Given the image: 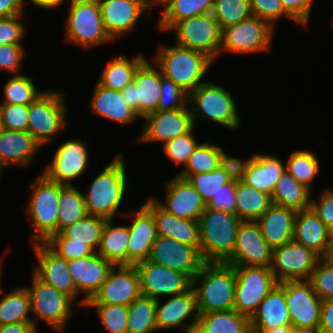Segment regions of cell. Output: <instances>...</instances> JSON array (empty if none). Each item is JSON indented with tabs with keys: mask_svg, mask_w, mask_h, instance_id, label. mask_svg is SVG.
I'll return each instance as SVG.
<instances>
[{
	"mask_svg": "<svg viewBox=\"0 0 333 333\" xmlns=\"http://www.w3.org/2000/svg\"><path fill=\"white\" fill-rule=\"evenodd\" d=\"M235 287L233 265L226 262H204L193 278L199 315L234 309Z\"/></svg>",
	"mask_w": 333,
	"mask_h": 333,
	"instance_id": "1",
	"label": "cell"
},
{
	"mask_svg": "<svg viewBox=\"0 0 333 333\" xmlns=\"http://www.w3.org/2000/svg\"><path fill=\"white\" fill-rule=\"evenodd\" d=\"M114 157L83 193L87 213L107 220L116 216L128 190L124 156L117 154Z\"/></svg>",
	"mask_w": 333,
	"mask_h": 333,
	"instance_id": "2",
	"label": "cell"
},
{
	"mask_svg": "<svg viewBox=\"0 0 333 333\" xmlns=\"http://www.w3.org/2000/svg\"><path fill=\"white\" fill-rule=\"evenodd\" d=\"M241 220L236 214L206 207L198 219L204 262H225L232 254Z\"/></svg>",
	"mask_w": 333,
	"mask_h": 333,
	"instance_id": "3",
	"label": "cell"
},
{
	"mask_svg": "<svg viewBox=\"0 0 333 333\" xmlns=\"http://www.w3.org/2000/svg\"><path fill=\"white\" fill-rule=\"evenodd\" d=\"M152 62L158 66L162 75L174 81L188 94L205 83L203 77L214 62L204 53L175 46H159Z\"/></svg>",
	"mask_w": 333,
	"mask_h": 333,
	"instance_id": "4",
	"label": "cell"
},
{
	"mask_svg": "<svg viewBox=\"0 0 333 333\" xmlns=\"http://www.w3.org/2000/svg\"><path fill=\"white\" fill-rule=\"evenodd\" d=\"M31 197L25 207L37 233L31 235L33 243L46 242L57 233L58 204L61 184L49 180L43 173L31 184Z\"/></svg>",
	"mask_w": 333,
	"mask_h": 333,
	"instance_id": "5",
	"label": "cell"
},
{
	"mask_svg": "<svg viewBox=\"0 0 333 333\" xmlns=\"http://www.w3.org/2000/svg\"><path fill=\"white\" fill-rule=\"evenodd\" d=\"M189 103L194 126L198 117L233 130L241 125L234 98L222 85L205 81L188 94Z\"/></svg>",
	"mask_w": 333,
	"mask_h": 333,
	"instance_id": "6",
	"label": "cell"
},
{
	"mask_svg": "<svg viewBox=\"0 0 333 333\" xmlns=\"http://www.w3.org/2000/svg\"><path fill=\"white\" fill-rule=\"evenodd\" d=\"M65 24V39L89 48L113 41L105 30L98 0H71Z\"/></svg>",
	"mask_w": 333,
	"mask_h": 333,
	"instance_id": "7",
	"label": "cell"
},
{
	"mask_svg": "<svg viewBox=\"0 0 333 333\" xmlns=\"http://www.w3.org/2000/svg\"><path fill=\"white\" fill-rule=\"evenodd\" d=\"M65 97L63 92L46 90L29 105L28 132L41 146L66 127Z\"/></svg>",
	"mask_w": 333,
	"mask_h": 333,
	"instance_id": "8",
	"label": "cell"
},
{
	"mask_svg": "<svg viewBox=\"0 0 333 333\" xmlns=\"http://www.w3.org/2000/svg\"><path fill=\"white\" fill-rule=\"evenodd\" d=\"M175 44L204 53L215 61L220 54L222 29L212 13L201 14L177 22Z\"/></svg>",
	"mask_w": 333,
	"mask_h": 333,
	"instance_id": "9",
	"label": "cell"
},
{
	"mask_svg": "<svg viewBox=\"0 0 333 333\" xmlns=\"http://www.w3.org/2000/svg\"><path fill=\"white\" fill-rule=\"evenodd\" d=\"M233 266L236 274L234 310L251 318L278 282L270 267Z\"/></svg>",
	"mask_w": 333,
	"mask_h": 333,
	"instance_id": "10",
	"label": "cell"
},
{
	"mask_svg": "<svg viewBox=\"0 0 333 333\" xmlns=\"http://www.w3.org/2000/svg\"><path fill=\"white\" fill-rule=\"evenodd\" d=\"M32 285L26 287L29 298L31 313L44 320L58 333H63L68 318L72 314V302L74 300L39 280L34 274Z\"/></svg>",
	"mask_w": 333,
	"mask_h": 333,
	"instance_id": "11",
	"label": "cell"
},
{
	"mask_svg": "<svg viewBox=\"0 0 333 333\" xmlns=\"http://www.w3.org/2000/svg\"><path fill=\"white\" fill-rule=\"evenodd\" d=\"M274 35V28L262 19L252 16L240 23L222 29L220 54L258 53L268 51Z\"/></svg>",
	"mask_w": 333,
	"mask_h": 333,
	"instance_id": "12",
	"label": "cell"
},
{
	"mask_svg": "<svg viewBox=\"0 0 333 333\" xmlns=\"http://www.w3.org/2000/svg\"><path fill=\"white\" fill-rule=\"evenodd\" d=\"M321 257L294 240L274 248L270 269L278 283L306 281Z\"/></svg>",
	"mask_w": 333,
	"mask_h": 333,
	"instance_id": "13",
	"label": "cell"
},
{
	"mask_svg": "<svg viewBox=\"0 0 333 333\" xmlns=\"http://www.w3.org/2000/svg\"><path fill=\"white\" fill-rule=\"evenodd\" d=\"M145 59L134 73L133 81L121 90L125 102L139 117L156 112L161 97V70ZM157 68V69H156Z\"/></svg>",
	"mask_w": 333,
	"mask_h": 333,
	"instance_id": "14",
	"label": "cell"
},
{
	"mask_svg": "<svg viewBox=\"0 0 333 333\" xmlns=\"http://www.w3.org/2000/svg\"><path fill=\"white\" fill-rule=\"evenodd\" d=\"M140 283L141 295L160 299L183 293L193 286V279L182 272L143 260L134 264Z\"/></svg>",
	"mask_w": 333,
	"mask_h": 333,
	"instance_id": "15",
	"label": "cell"
},
{
	"mask_svg": "<svg viewBox=\"0 0 333 333\" xmlns=\"http://www.w3.org/2000/svg\"><path fill=\"white\" fill-rule=\"evenodd\" d=\"M273 248L261 234L256 221H241L236 233L233 254L225 261L230 265L270 267Z\"/></svg>",
	"mask_w": 333,
	"mask_h": 333,
	"instance_id": "16",
	"label": "cell"
},
{
	"mask_svg": "<svg viewBox=\"0 0 333 333\" xmlns=\"http://www.w3.org/2000/svg\"><path fill=\"white\" fill-rule=\"evenodd\" d=\"M141 295L139 275L134 265H114L98 292L86 304L129 306Z\"/></svg>",
	"mask_w": 333,
	"mask_h": 333,
	"instance_id": "17",
	"label": "cell"
},
{
	"mask_svg": "<svg viewBox=\"0 0 333 333\" xmlns=\"http://www.w3.org/2000/svg\"><path fill=\"white\" fill-rule=\"evenodd\" d=\"M285 301L293 327H319L322 300L306 281H286Z\"/></svg>",
	"mask_w": 333,
	"mask_h": 333,
	"instance_id": "18",
	"label": "cell"
},
{
	"mask_svg": "<svg viewBox=\"0 0 333 333\" xmlns=\"http://www.w3.org/2000/svg\"><path fill=\"white\" fill-rule=\"evenodd\" d=\"M147 260L187 274L192 279L204 263L195 247L164 236L156 238Z\"/></svg>",
	"mask_w": 333,
	"mask_h": 333,
	"instance_id": "19",
	"label": "cell"
},
{
	"mask_svg": "<svg viewBox=\"0 0 333 333\" xmlns=\"http://www.w3.org/2000/svg\"><path fill=\"white\" fill-rule=\"evenodd\" d=\"M86 143L80 139L62 143L56 149L52 163H49L42 173L51 181L67 186L73 185L71 180L82 175L89 162Z\"/></svg>",
	"mask_w": 333,
	"mask_h": 333,
	"instance_id": "20",
	"label": "cell"
},
{
	"mask_svg": "<svg viewBox=\"0 0 333 333\" xmlns=\"http://www.w3.org/2000/svg\"><path fill=\"white\" fill-rule=\"evenodd\" d=\"M138 142L160 141L163 145L180 135L188 133L193 127V118L187 106L168 111H156L144 117Z\"/></svg>",
	"mask_w": 333,
	"mask_h": 333,
	"instance_id": "21",
	"label": "cell"
},
{
	"mask_svg": "<svg viewBox=\"0 0 333 333\" xmlns=\"http://www.w3.org/2000/svg\"><path fill=\"white\" fill-rule=\"evenodd\" d=\"M114 264L95 252L85 258L68 260V271L72 276L78 295L84 293L83 299L78 302L84 305L98 292L107 279Z\"/></svg>",
	"mask_w": 333,
	"mask_h": 333,
	"instance_id": "22",
	"label": "cell"
},
{
	"mask_svg": "<svg viewBox=\"0 0 333 333\" xmlns=\"http://www.w3.org/2000/svg\"><path fill=\"white\" fill-rule=\"evenodd\" d=\"M33 246L39 263L33 268V274L43 283L53 286L75 301L78 293L68 271V260L60 257L45 242H36Z\"/></svg>",
	"mask_w": 333,
	"mask_h": 333,
	"instance_id": "23",
	"label": "cell"
},
{
	"mask_svg": "<svg viewBox=\"0 0 333 333\" xmlns=\"http://www.w3.org/2000/svg\"><path fill=\"white\" fill-rule=\"evenodd\" d=\"M104 27L114 41L136 26L140 16L150 7L152 0H98Z\"/></svg>",
	"mask_w": 333,
	"mask_h": 333,
	"instance_id": "24",
	"label": "cell"
},
{
	"mask_svg": "<svg viewBox=\"0 0 333 333\" xmlns=\"http://www.w3.org/2000/svg\"><path fill=\"white\" fill-rule=\"evenodd\" d=\"M237 175L247 185L272 196L275 184L286 171L285 164L272 155L255 154L242 161L236 157Z\"/></svg>",
	"mask_w": 333,
	"mask_h": 333,
	"instance_id": "25",
	"label": "cell"
},
{
	"mask_svg": "<svg viewBox=\"0 0 333 333\" xmlns=\"http://www.w3.org/2000/svg\"><path fill=\"white\" fill-rule=\"evenodd\" d=\"M165 191L164 203L152 197L163 210L179 218L198 221L206 204L188 180L175 175L166 182Z\"/></svg>",
	"mask_w": 333,
	"mask_h": 333,
	"instance_id": "26",
	"label": "cell"
},
{
	"mask_svg": "<svg viewBox=\"0 0 333 333\" xmlns=\"http://www.w3.org/2000/svg\"><path fill=\"white\" fill-rule=\"evenodd\" d=\"M170 297L164 304L160 303V299L157 300L156 325L158 330L181 326L184 328V333H189L197 325L199 318L193 286L183 293ZM191 316L193 319L186 324V320Z\"/></svg>",
	"mask_w": 333,
	"mask_h": 333,
	"instance_id": "27",
	"label": "cell"
},
{
	"mask_svg": "<svg viewBox=\"0 0 333 333\" xmlns=\"http://www.w3.org/2000/svg\"><path fill=\"white\" fill-rule=\"evenodd\" d=\"M293 240L312 249L321 258L331 257L333 232L311 208L297 211L294 221Z\"/></svg>",
	"mask_w": 333,
	"mask_h": 333,
	"instance_id": "28",
	"label": "cell"
},
{
	"mask_svg": "<svg viewBox=\"0 0 333 333\" xmlns=\"http://www.w3.org/2000/svg\"><path fill=\"white\" fill-rule=\"evenodd\" d=\"M125 214L131 218L132 222L128 226L127 265H134L148 259L158 235L153 214L144 205L135 212L128 211Z\"/></svg>",
	"mask_w": 333,
	"mask_h": 333,
	"instance_id": "29",
	"label": "cell"
},
{
	"mask_svg": "<svg viewBox=\"0 0 333 333\" xmlns=\"http://www.w3.org/2000/svg\"><path fill=\"white\" fill-rule=\"evenodd\" d=\"M154 217L158 236L169 237L181 243L195 247L200 252V235L198 221L179 218L163 210L150 197L143 204Z\"/></svg>",
	"mask_w": 333,
	"mask_h": 333,
	"instance_id": "30",
	"label": "cell"
},
{
	"mask_svg": "<svg viewBox=\"0 0 333 333\" xmlns=\"http://www.w3.org/2000/svg\"><path fill=\"white\" fill-rule=\"evenodd\" d=\"M42 146L28 131H0V165L28 167Z\"/></svg>",
	"mask_w": 333,
	"mask_h": 333,
	"instance_id": "31",
	"label": "cell"
},
{
	"mask_svg": "<svg viewBox=\"0 0 333 333\" xmlns=\"http://www.w3.org/2000/svg\"><path fill=\"white\" fill-rule=\"evenodd\" d=\"M296 213L294 209L272 204L256 220L262 236L271 248L293 240Z\"/></svg>",
	"mask_w": 333,
	"mask_h": 333,
	"instance_id": "32",
	"label": "cell"
},
{
	"mask_svg": "<svg viewBox=\"0 0 333 333\" xmlns=\"http://www.w3.org/2000/svg\"><path fill=\"white\" fill-rule=\"evenodd\" d=\"M251 330H270L292 325L285 301V285L278 283L250 318Z\"/></svg>",
	"mask_w": 333,
	"mask_h": 333,
	"instance_id": "33",
	"label": "cell"
},
{
	"mask_svg": "<svg viewBox=\"0 0 333 333\" xmlns=\"http://www.w3.org/2000/svg\"><path fill=\"white\" fill-rule=\"evenodd\" d=\"M91 111L120 124H130L139 117L125 102L121 91L106 88L98 82L90 102Z\"/></svg>",
	"mask_w": 333,
	"mask_h": 333,
	"instance_id": "34",
	"label": "cell"
},
{
	"mask_svg": "<svg viewBox=\"0 0 333 333\" xmlns=\"http://www.w3.org/2000/svg\"><path fill=\"white\" fill-rule=\"evenodd\" d=\"M311 191L285 171L275 184L272 203L296 211L306 210L310 208Z\"/></svg>",
	"mask_w": 333,
	"mask_h": 333,
	"instance_id": "35",
	"label": "cell"
},
{
	"mask_svg": "<svg viewBox=\"0 0 333 333\" xmlns=\"http://www.w3.org/2000/svg\"><path fill=\"white\" fill-rule=\"evenodd\" d=\"M236 215L241 221H256L273 204L271 196L236 179Z\"/></svg>",
	"mask_w": 333,
	"mask_h": 333,
	"instance_id": "36",
	"label": "cell"
},
{
	"mask_svg": "<svg viewBox=\"0 0 333 333\" xmlns=\"http://www.w3.org/2000/svg\"><path fill=\"white\" fill-rule=\"evenodd\" d=\"M237 175L236 157H229L221 166L209 173L194 174L187 180L207 204L209 200Z\"/></svg>",
	"mask_w": 333,
	"mask_h": 333,
	"instance_id": "37",
	"label": "cell"
},
{
	"mask_svg": "<svg viewBox=\"0 0 333 333\" xmlns=\"http://www.w3.org/2000/svg\"><path fill=\"white\" fill-rule=\"evenodd\" d=\"M158 29L169 31L177 22L201 14L212 13L214 0H165Z\"/></svg>",
	"mask_w": 333,
	"mask_h": 333,
	"instance_id": "38",
	"label": "cell"
},
{
	"mask_svg": "<svg viewBox=\"0 0 333 333\" xmlns=\"http://www.w3.org/2000/svg\"><path fill=\"white\" fill-rule=\"evenodd\" d=\"M197 326L204 333H252L250 318L234 309L200 314Z\"/></svg>",
	"mask_w": 333,
	"mask_h": 333,
	"instance_id": "39",
	"label": "cell"
},
{
	"mask_svg": "<svg viewBox=\"0 0 333 333\" xmlns=\"http://www.w3.org/2000/svg\"><path fill=\"white\" fill-rule=\"evenodd\" d=\"M145 59L142 54L131 59L118 55L109 60L97 82L106 88L121 91L133 81L135 71Z\"/></svg>",
	"mask_w": 333,
	"mask_h": 333,
	"instance_id": "40",
	"label": "cell"
},
{
	"mask_svg": "<svg viewBox=\"0 0 333 333\" xmlns=\"http://www.w3.org/2000/svg\"><path fill=\"white\" fill-rule=\"evenodd\" d=\"M112 221L104 225L97 253L114 265H127L128 226H114Z\"/></svg>",
	"mask_w": 333,
	"mask_h": 333,
	"instance_id": "41",
	"label": "cell"
},
{
	"mask_svg": "<svg viewBox=\"0 0 333 333\" xmlns=\"http://www.w3.org/2000/svg\"><path fill=\"white\" fill-rule=\"evenodd\" d=\"M199 144L193 154L189 157L185 168L177 174L183 179H188L191 175L209 173L221 166L230 156L222 147L208 142Z\"/></svg>",
	"mask_w": 333,
	"mask_h": 333,
	"instance_id": "42",
	"label": "cell"
},
{
	"mask_svg": "<svg viewBox=\"0 0 333 333\" xmlns=\"http://www.w3.org/2000/svg\"><path fill=\"white\" fill-rule=\"evenodd\" d=\"M157 300L140 295L128 306L127 333H154Z\"/></svg>",
	"mask_w": 333,
	"mask_h": 333,
	"instance_id": "43",
	"label": "cell"
},
{
	"mask_svg": "<svg viewBox=\"0 0 333 333\" xmlns=\"http://www.w3.org/2000/svg\"><path fill=\"white\" fill-rule=\"evenodd\" d=\"M3 295L0 299V325L33 322L35 328H38L35 319L28 317V313L31 312V306L26 287L17 288Z\"/></svg>",
	"mask_w": 333,
	"mask_h": 333,
	"instance_id": "44",
	"label": "cell"
},
{
	"mask_svg": "<svg viewBox=\"0 0 333 333\" xmlns=\"http://www.w3.org/2000/svg\"><path fill=\"white\" fill-rule=\"evenodd\" d=\"M58 207L57 233L88 215L83 194L74 185L61 184Z\"/></svg>",
	"mask_w": 333,
	"mask_h": 333,
	"instance_id": "45",
	"label": "cell"
},
{
	"mask_svg": "<svg viewBox=\"0 0 333 333\" xmlns=\"http://www.w3.org/2000/svg\"><path fill=\"white\" fill-rule=\"evenodd\" d=\"M106 221V218L88 214L75 223L63 228L60 233L73 240V242L86 243L97 252Z\"/></svg>",
	"mask_w": 333,
	"mask_h": 333,
	"instance_id": "46",
	"label": "cell"
},
{
	"mask_svg": "<svg viewBox=\"0 0 333 333\" xmlns=\"http://www.w3.org/2000/svg\"><path fill=\"white\" fill-rule=\"evenodd\" d=\"M44 92L37 89L32 76L14 74L4 85L5 98L1 104L29 106Z\"/></svg>",
	"mask_w": 333,
	"mask_h": 333,
	"instance_id": "47",
	"label": "cell"
},
{
	"mask_svg": "<svg viewBox=\"0 0 333 333\" xmlns=\"http://www.w3.org/2000/svg\"><path fill=\"white\" fill-rule=\"evenodd\" d=\"M320 163L314 153L307 150L291 152L285 169L298 182L311 190V183L319 173Z\"/></svg>",
	"mask_w": 333,
	"mask_h": 333,
	"instance_id": "48",
	"label": "cell"
},
{
	"mask_svg": "<svg viewBox=\"0 0 333 333\" xmlns=\"http://www.w3.org/2000/svg\"><path fill=\"white\" fill-rule=\"evenodd\" d=\"M212 14L221 29L253 16L249 0H214Z\"/></svg>",
	"mask_w": 333,
	"mask_h": 333,
	"instance_id": "49",
	"label": "cell"
},
{
	"mask_svg": "<svg viewBox=\"0 0 333 333\" xmlns=\"http://www.w3.org/2000/svg\"><path fill=\"white\" fill-rule=\"evenodd\" d=\"M95 307L103 328L109 333H127L128 306L110 304H86Z\"/></svg>",
	"mask_w": 333,
	"mask_h": 333,
	"instance_id": "50",
	"label": "cell"
},
{
	"mask_svg": "<svg viewBox=\"0 0 333 333\" xmlns=\"http://www.w3.org/2000/svg\"><path fill=\"white\" fill-rule=\"evenodd\" d=\"M309 281L322 301L333 299V258H320Z\"/></svg>",
	"mask_w": 333,
	"mask_h": 333,
	"instance_id": "51",
	"label": "cell"
},
{
	"mask_svg": "<svg viewBox=\"0 0 333 333\" xmlns=\"http://www.w3.org/2000/svg\"><path fill=\"white\" fill-rule=\"evenodd\" d=\"M194 128L195 126L188 133L180 135L162 145L165 155L177 165L183 164L185 166L189 157L199 145L193 135Z\"/></svg>",
	"mask_w": 333,
	"mask_h": 333,
	"instance_id": "52",
	"label": "cell"
},
{
	"mask_svg": "<svg viewBox=\"0 0 333 333\" xmlns=\"http://www.w3.org/2000/svg\"><path fill=\"white\" fill-rule=\"evenodd\" d=\"M45 243L66 260L85 258L95 253L86 243L73 242V240L63 236L60 232L53 234Z\"/></svg>",
	"mask_w": 333,
	"mask_h": 333,
	"instance_id": "53",
	"label": "cell"
},
{
	"mask_svg": "<svg viewBox=\"0 0 333 333\" xmlns=\"http://www.w3.org/2000/svg\"><path fill=\"white\" fill-rule=\"evenodd\" d=\"M188 104V93L174 81L164 77L161 72V97L157 111H168L183 108Z\"/></svg>",
	"mask_w": 333,
	"mask_h": 333,
	"instance_id": "54",
	"label": "cell"
},
{
	"mask_svg": "<svg viewBox=\"0 0 333 333\" xmlns=\"http://www.w3.org/2000/svg\"><path fill=\"white\" fill-rule=\"evenodd\" d=\"M2 129L28 131L29 106L1 104Z\"/></svg>",
	"mask_w": 333,
	"mask_h": 333,
	"instance_id": "55",
	"label": "cell"
},
{
	"mask_svg": "<svg viewBox=\"0 0 333 333\" xmlns=\"http://www.w3.org/2000/svg\"><path fill=\"white\" fill-rule=\"evenodd\" d=\"M253 16L267 21L274 29L281 18H291L284 10L281 0H249Z\"/></svg>",
	"mask_w": 333,
	"mask_h": 333,
	"instance_id": "56",
	"label": "cell"
},
{
	"mask_svg": "<svg viewBox=\"0 0 333 333\" xmlns=\"http://www.w3.org/2000/svg\"><path fill=\"white\" fill-rule=\"evenodd\" d=\"M24 14L0 17V45H22L25 28L19 20Z\"/></svg>",
	"mask_w": 333,
	"mask_h": 333,
	"instance_id": "57",
	"label": "cell"
},
{
	"mask_svg": "<svg viewBox=\"0 0 333 333\" xmlns=\"http://www.w3.org/2000/svg\"><path fill=\"white\" fill-rule=\"evenodd\" d=\"M236 175L228 184L221 187L206 204V207L215 209L217 211H226L232 214H236Z\"/></svg>",
	"mask_w": 333,
	"mask_h": 333,
	"instance_id": "58",
	"label": "cell"
},
{
	"mask_svg": "<svg viewBox=\"0 0 333 333\" xmlns=\"http://www.w3.org/2000/svg\"><path fill=\"white\" fill-rule=\"evenodd\" d=\"M24 52L22 45H0V70L18 75Z\"/></svg>",
	"mask_w": 333,
	"mask_h": 333,
	"instance_id": "59",
	"label": "cell"
},
{
	"mask_svg": "<svg viewBox=\"0 0 333 333\" xmlns=\"http://www.w3.org/2000/svg\"><path fill=\"white\" fill-rule=\"evenodd\" d=\"M313 0H281L285 12L303 27H308Z\"/></svg>",
	"mask_w": 333,
	"mask_h": 333,
	"instance_id": "60",
	"label": "cell"
},
{
	"mask_svg": "<svg viewBox=\"0 0 333 333\" xmlns=\"http://www.w3.org/2000/svg\"><path fill=\"white\" fill-rule=\"evenodd\" d=\"M316 202L311 199L310 208L333 232V191L326 189Z\"/></svg>",
	"mask_w": 333,
	"mask_h": 333,
	"instance_id": "61",
	"label": "cell"
},
{
	"mask_svg": "<svg viewBox=\"0 0 333 333\" xmlns=\"http://www.w3.org/2000/svg\"><path fill=\"white\" fill-rule=\"evenodd\" d=\"M319 329L321 333H333V299L322 301Z\"/></svg>",
	"mask_w": 333,
	"mask_h": 333,
	"instance_id": "62",
	"label": "cell"
},
{
	"mask_svg": "<svg viewBox=\"0 0 333 333\" xmlns=\"http://www.w3.org/2000/svg\"><path fill=\"white\" fill-rule=\"evenodd\" d=\"M24 6V0H0V17L21 15Z\"/></svg>",
	"mask_w": 333,
	"mask_h": 333,
	"instance_id": "63",
	"label": "cell"
},
{
	"mask_svg": "<svg viewBox=\"0 0 333 333\" xmlns=\"http://www.w3.org/2000/svg\"><path fill=\"white\" fill-rule=\"evenodd\" d=\"M33 322H16L0 325V333H38Z\"/></svg>",
	"mask_w": 333,
	"mask_h": 333,
	"instance_id": "64",
	"label": "cell"
},
{
	"mask_svg": "<svg viewBox=\"0 0 333 333\" xmlns=\"http://www.w3.org/2000/svg\"><path fill=\"white\" fill-rule=\"evenodd\" d=\"M30 3H33L37 7L43 8V9H51L57 6H61V4L64 2V0H29ZM66 1V0H65ZM28 3L26 0H24V5Z\"/></svg>",
	"mask_w": 333,
	"mask_h": 333,
	"instance_id": "65",
	"label": "cell"
},
{
	"mask_svg": "<svg viewBox=\"0 0 333 333\" xmlns=\"http://www.w3.org/2000/svg\"><path fill=\"white\" fill-rule=\"evenodd\" d=\"M293 328L294 327L292 325H285L270 330H251V331L252 333H292Z\"/></svg>",
	"mask_w": 333,
	"mask_h": 333,
	"instance_id": "66",
	"label": "cell"
},
{
	"mask_svg": "<svg viewBox=\"0 0 333 333\" xmlns=\"http://www.w3.org/2000/svg\"><path fill=\"white\" fill-rule=\"evenodd\" d=\"M292 333H321L319 327H294Z\"/></svg>",
	"mask_w": 333,
	"mask_h": 333,
	"instance_id": "67",
	"label": "cell"
},
{
	"mask_svg": "<svg viewBox=\"0 0 333 333\" xmlns=\"http://www.w3.org/2000/svg\"><path fill=\"white\" fill-rule=\"evenodd\" d=\"M3 260H4V258L2 257H0V286H1V280H2V273H1V271H2V262H3ZM0 296H2V289H1V287H0Z\"/></svg>",
	"mask_w": 333,
	"mask_h": 333,
	"instance_id": "68",
	"label": "cell"
},
{
	"mask_svg": "<svg viewBox=\"0 0 333 333\" xmlns=\"http://www.w3.org/2000/svg\"><path fill=\"white\" fill-rule=\"evenodd\" d=\"M189 333H204L197 325Z\"/></svg>",
	"mask_w": 333,
	"mask_h": 333,
	"instance_id": "69",
	"label": "cell"
},
{
	"mask_svg": "<svg viewBox=\"0 0 333 333\" xmlns=\"http://www.w3.org/2000/svg\"><path fill=\"white\" fill-rule=\"evenodd\" d=\"M165 0H152V4H162Z\"/></svg>",
	"mask_w": 333,
	"mask_h": 333,
	"instance_id": "70",
	"label": "cell"
},
{
	"mask_svg": "<svg viewBox=\"0 0 333 333\" xmlns=\"http://www.w3.org/2000/svg\"><path fill=\"white\" fill-rule=\"evenodd\" d=\"M2 130V119H1V111H0V131Z\"/></svg>",
	"mask_w": 333,
	"mask_h": 333,
	"instance_id": "71",
	"label": "cell"
},
{
	"mask_svg": "<svg viewBox=\"0 0 333 333\" xmlns=\"http://www.w3.org/2000/svg\"><path fill=\"white\" fill-rule=\"evenodd\" d=\"M4 168L0 165V180H1V177H2V170H3Z\"/></svg>",
	"mask_w": 333,
	"mask_h": 333,
	"instance_id": "72",
	"label": "cell"
}]
</instances>
